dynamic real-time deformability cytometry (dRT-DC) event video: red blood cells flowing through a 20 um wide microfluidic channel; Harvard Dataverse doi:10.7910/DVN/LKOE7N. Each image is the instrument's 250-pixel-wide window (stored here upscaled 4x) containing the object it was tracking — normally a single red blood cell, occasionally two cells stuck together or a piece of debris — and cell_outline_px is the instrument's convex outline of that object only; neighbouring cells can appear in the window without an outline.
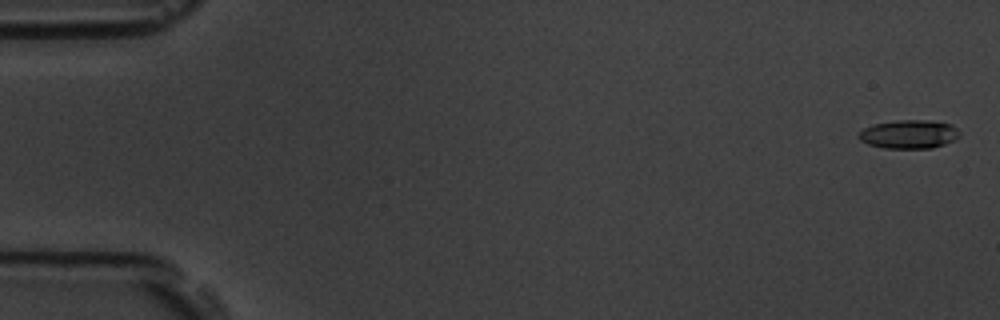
{"species": "common noctule bat (a hibernating species)", "species_latin": "Nyctalus noctula", "temperature_condition": "room temperature", "stored_images_in_passage": 4, "camera_frame_rate_fps": 3000, "um_per_image_px": 0.085, "animal": {"sex": "male", "body_mass_g": 19.5, "forearm_length_mm": 54.6}, "frame": {"image": 1, "passage_image": 1, "time_ms": 0.0, "image_size_px": [1000, 320], "cell_outline_px": [[960, 136], [956, 140], [932, 148], [884, 148], [868, 144], [860, 140], [856, 136], [864, 128], [872, 124], [896, 120], [928, 120], [952, 124], [960, 132]], "centroid_in_image_um": [77.27, 11.4], "position_along_channel_um": 7.7, "area_um2": 16.99}}